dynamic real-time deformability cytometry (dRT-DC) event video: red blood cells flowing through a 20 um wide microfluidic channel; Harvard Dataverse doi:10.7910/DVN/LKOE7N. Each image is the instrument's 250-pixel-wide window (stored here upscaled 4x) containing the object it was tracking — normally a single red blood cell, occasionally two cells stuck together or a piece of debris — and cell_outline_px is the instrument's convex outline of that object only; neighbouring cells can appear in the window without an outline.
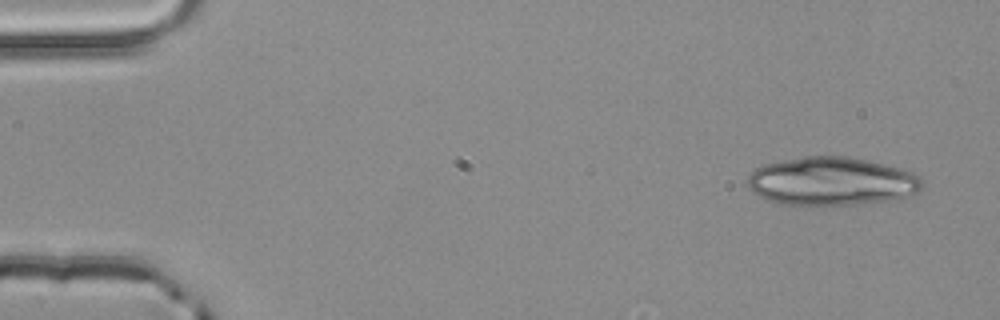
{"species": "common noctule bat (a hibernating species)", "species_latin": "Nyctalus noctula", "temperature_condition": "room temperature", "stored_images_in_passage": 3, "camera_frame_rate_fps": 3000, "um_per_image_px": 0.085, "animal": {"sex": "male", "body_mass_g": 20.4}, "frame": {"image": 1, "passage_image": 1, "time_ms": 0.0, "image_size_px": [1000, 320], "cell_outline_px": [[924, 188], [908, 196], [896, 200], [856, 204], [780, 204], [768, 200], [752, 192], [748, 188], [748, 176], [756, 168], [764, 164], [804, 156], [844, 156], [868, 160], [900, 168], [912, 172], [920, 176], [924, 184]], "centroid_in_image_um": [70.72, 15.41], "position_along_channel_um": 14.3, "area_um2": 49.25}}